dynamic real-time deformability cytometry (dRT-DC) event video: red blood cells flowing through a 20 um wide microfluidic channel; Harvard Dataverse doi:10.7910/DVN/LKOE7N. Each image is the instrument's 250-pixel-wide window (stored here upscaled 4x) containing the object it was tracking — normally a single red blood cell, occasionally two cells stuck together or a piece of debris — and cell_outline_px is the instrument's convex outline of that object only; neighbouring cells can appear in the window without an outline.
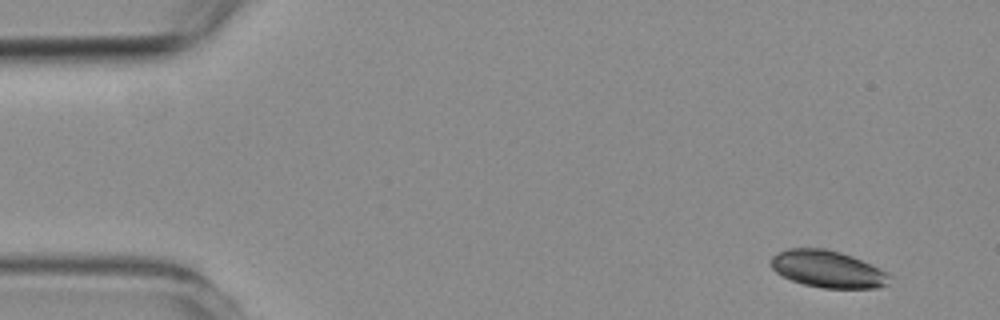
{"species": "common noctule bat (a hibernating species)", "species_latin": "Nyctalus noctula", "temperature_condition": "room temperature", "stored_images_in_passage": 5, "camera_frame_rate_fps": 3000, "um_per_image_px": 0.085, "animal": {"sex": "female", "body_mass_g": 19.3, "forearm_length_mm": 54.1}, "frame": {"image": 1, "passage_image": 1, "time_ms": 0.0, "image_size_px": [1000, 320], "cell_outline_px": [[892, 276], [888, 284], [880, 288], [824, 288], [804, 284], [792, 280], [776, 272], [768, 264], [768, 260], [772, 256], [788, 248], [824, 248], [840, 252], [852, 256], [888, 272]], "centroid_in_image_um": [70.36, 22.87], "position_along_channel_um": 14.6, "area_um2": 25.72}}